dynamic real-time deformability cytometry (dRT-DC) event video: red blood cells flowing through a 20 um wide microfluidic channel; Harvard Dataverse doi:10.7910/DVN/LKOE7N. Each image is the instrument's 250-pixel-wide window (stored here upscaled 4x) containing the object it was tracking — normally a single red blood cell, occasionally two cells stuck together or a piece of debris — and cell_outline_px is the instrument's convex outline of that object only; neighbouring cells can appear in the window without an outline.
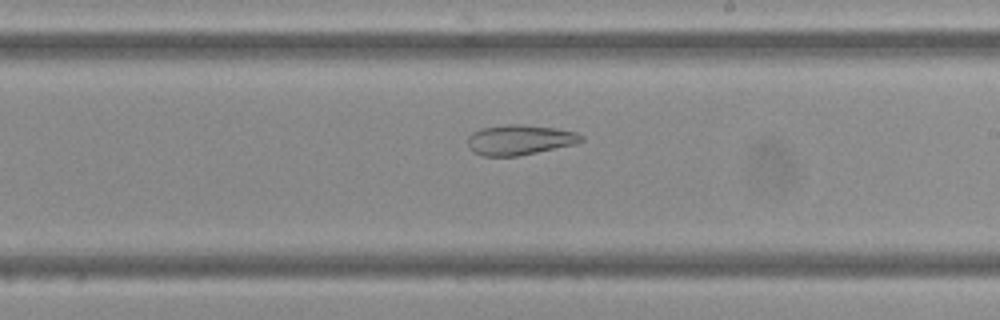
{"species": "Egyptian fruit bat (a non-hibernating species)", "species_latin": "Rousettus aegyptiacus", "temperature_condition": "cold", "stored_images_in_passage": 47, "camera_frame_rate_fps": 3000, "um_per_image_px": 0.085, "frame": {"image": 1, "passage_image": 27, "time_ms": 8.667, "image_size_px": [1000, 320], "cell_outline_px": [[584, 140], [576, 144], [516, 156], [480, 156], [472, 152], [468, 148], [468, 136], [472, 132], [480, 128], [504, 124], [520, 124], [556, 128], [576, 132], [584, 136]], "centroid_in_image_um": [44.14, 11.88], "position_along_channel_um": 244.9, "area_um2": 20.17}}
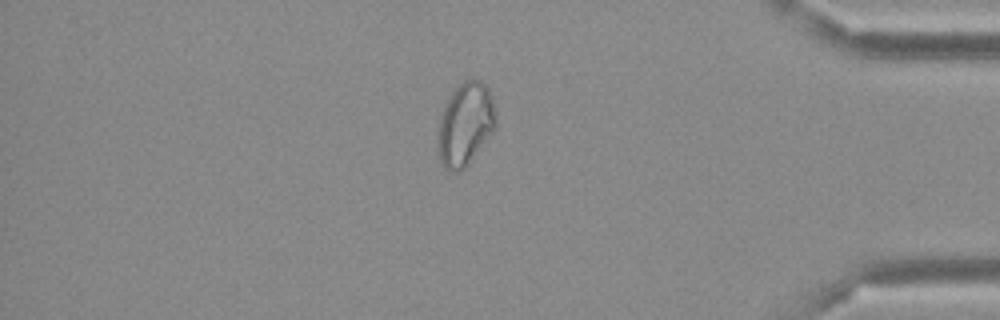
{"frame": {"image": 2, "passage_image": 40, "time_ms": 13.0, "image_size_px": [1000, 320], "cell_outline_px": [[496, 128], [464, 168], [460, 172], [448, 172], [444, 168], [440, 160], [440, 116], [444, 100], [464, 80], [480, 80], [488, 88], [492, 100], [496, 120]], "centroid_in_image_um": [39.55, 10.54], "position_along_channel_um": 395.6, "area_um2": 27.57}}